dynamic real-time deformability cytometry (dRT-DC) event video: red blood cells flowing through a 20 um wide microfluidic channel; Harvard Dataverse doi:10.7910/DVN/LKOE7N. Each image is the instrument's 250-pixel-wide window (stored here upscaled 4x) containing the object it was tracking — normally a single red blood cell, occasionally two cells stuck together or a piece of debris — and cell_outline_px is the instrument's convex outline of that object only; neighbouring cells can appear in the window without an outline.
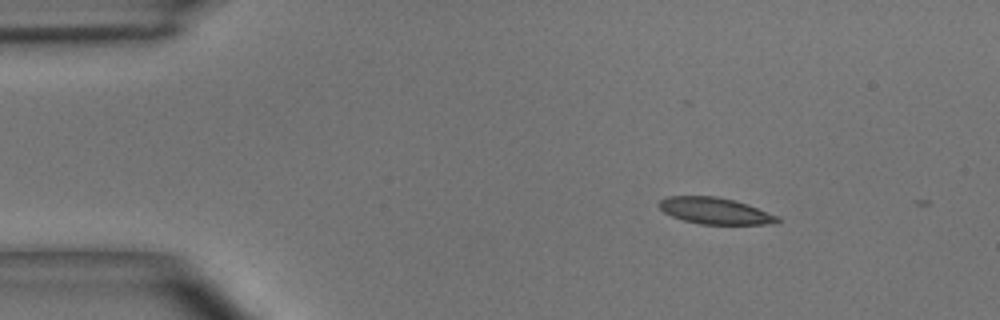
{"species": "common noctule bat (a hibernating species)", "species_latin": "Nyctalus noctula", "temperature_condition": "room temperature", "stored_images_in_passage": 2, "camera_frame_rate_fps": 3000, "um_per_image_px": 0.085, "animal": {"sex": "male", "body_mass_g": 15.6}, "frame": {"image": 1, "passage_image": 1, "time_ms": 0.0, "image_size_px": [1000, 320], "cell_outline_px": [[780, 220], [764, 224], [700, 224], [684, 220], [672, 216], [664, 212], [656, 204], [660, 200], [668, 196], [716, 196], [736, 200], [748, 204], [780, 216]], "centroid_in_image_um": [60.76, 17.91], "position_along_channel_um": 24.2, "area_um2": 18.26}}